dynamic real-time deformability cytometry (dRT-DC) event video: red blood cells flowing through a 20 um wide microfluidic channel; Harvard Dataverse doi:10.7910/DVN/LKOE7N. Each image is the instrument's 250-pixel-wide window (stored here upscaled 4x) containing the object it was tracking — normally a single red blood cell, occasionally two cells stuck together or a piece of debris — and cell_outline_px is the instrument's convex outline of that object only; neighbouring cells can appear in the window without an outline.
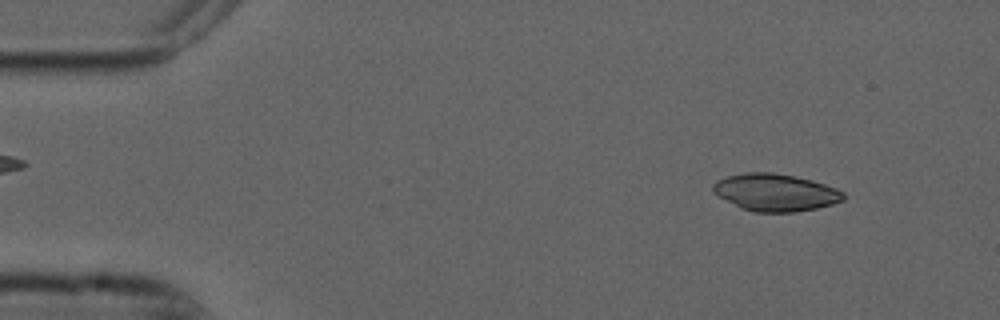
{"species": "common noctule bat (a hibernating species)", "species_latin": "Nyctalus noctula", "temperature_condition": "cold", "stored_images_in_passage": 53, "camera_frame_rate_fps": 3000, "um_per_image_px": 0.085, "animal": {"sex": "male", "forearm_length_mm": 52.5}, "frame": {"image": 1, "passage_image": 5, "time_ms": 1.333, "image_size_px": [1000, 320], "cell_outline_px": [[844, 200], [832, 204], [816, 208], [796, 212], [752, 212], [740, 208], [712, 192], [712, 184], [716, 180], [728, 176], [744, 172], [772, 172], [812, 180], [836, 188], [844, 192]], "centroid_in_image_um": [65.88, 16.36], "position_along_channel_um": 19.1, "area_um2": 28.38}}
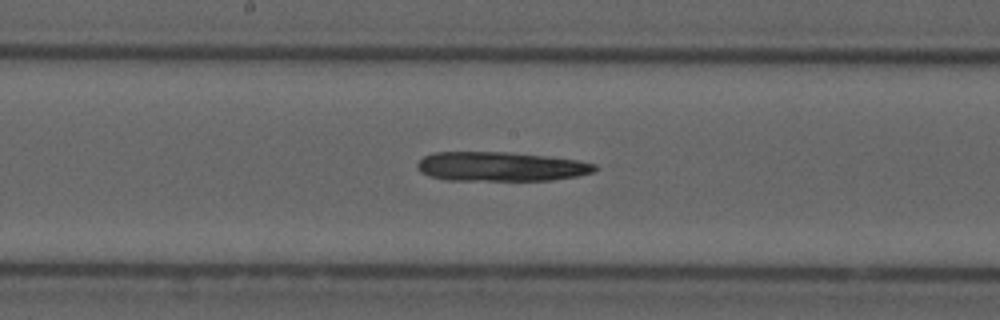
{"frame": {"image": 2, "passage_image": 27, "time_ms": 8.667, "image_size_px": [1000, 320], "cell_outline_px": [[604, 168], [596, 172], [576, 176], [552, 180], [444, 180], [428, 176], [420, 172], [416, 168], [416, 164], [424, 156], [432, 152], [504, 152], [552, 156], [576, 160], [596, 164]], "centroid_in_image_um": [42.6, 14.15], "position_along_channel_um": 205.6, "area_um2": 30.81}}
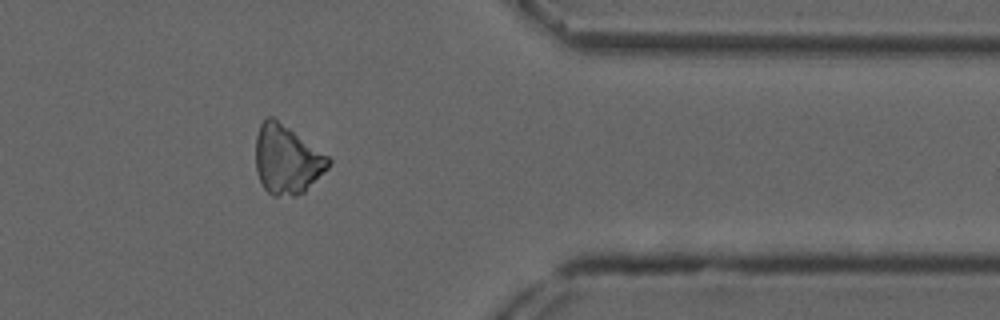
{"frame": {"image": 3, "passage_image": 43, "time_ms": 14.0, "image_size_px": [1000, 320], "cell_outline_px": [[332, 164], [304, 192], [296, 196], [272, 196], [264, 188], [256, 172], [256, 136], [260, 124], [268, 116], [272, 116], [328, 156], [332, 160]], "centroid_in_image_um": [24.38, 13.59], "position_along_channel_um": 387.0, "area_um2": 29.07}}